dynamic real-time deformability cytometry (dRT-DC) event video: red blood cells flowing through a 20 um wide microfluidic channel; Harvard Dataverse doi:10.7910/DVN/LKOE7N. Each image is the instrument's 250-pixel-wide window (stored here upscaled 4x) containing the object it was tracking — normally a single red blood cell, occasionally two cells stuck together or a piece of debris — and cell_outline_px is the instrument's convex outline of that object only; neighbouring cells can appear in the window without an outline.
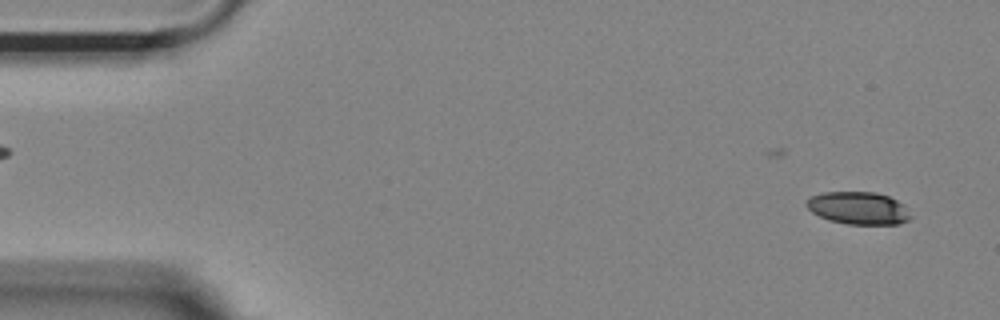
{"species": "Egyptian fruit bat (a non-hibernating species)", "species_latin": "Rousettus aegyptiacus", "temperature_condition": "room temperature", "stored_images_in_passage": 43, "camera_frame_rate_fps": 3000, "um_per_image_px": 0.085, "animal": {"sex": "female"}, "frame": {"image": 1, "passage_image": 3, "time_ms": 0.667, "image_size_px": [1000, 320], "cell_outline_px": [[912, 216], [908, 220], [900, 224], [848, 224], [828, 220], [812, 212], [804, 204], [812, 196], [824, 192], [876, 192], [888, 196], [904, 204]], "centroid_in_image_um": [72.98, 17.69], "position_along_channel_um": 12.0, "area_um2": 19.77}}
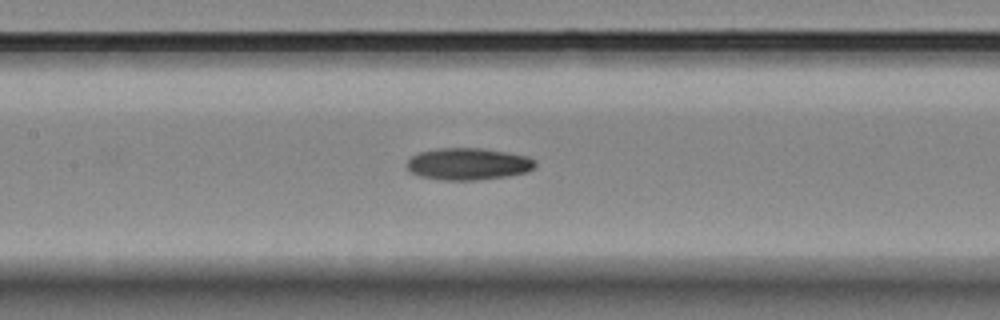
{"frame": {"image": 2, "passage_image": 25, "time_ms": 8.0, "image_size_px": [1000, 320], "cell_outline_px": [[536, 168], [528, 172], [508, 176], [476, 180], [444, 180], [420, 176], [412, 172], [404, 164], [412, 156], [420, 152], [436, 148], [480, 148], [504, 152], [524, 156], [536, 160]], "centroid_in_image_um": [39.8, 13.94], "position_along_channel_um": 167.6, "area_um2": 23.87}}
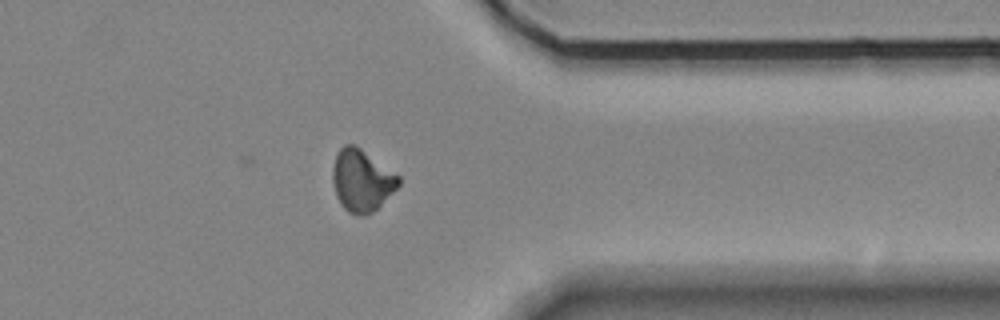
{"frame": {"image": 3, "passage_image": 43, "time_ms": 14.0, "image_size_px": [1000, 320], "cell_outline_px": [[400, 184], [372, 212], [360, 216], [356, 216], [348, 212], [340, 204], [336, 196], [332, 180], [332, 168], [336, 152], [344, 144], [352, 144], [360, 148], [400, 176]], "centroid_in_image_um": [30.71, 15.33], "position_along_channel_um": 380.7, "area_um2": 23.7}}